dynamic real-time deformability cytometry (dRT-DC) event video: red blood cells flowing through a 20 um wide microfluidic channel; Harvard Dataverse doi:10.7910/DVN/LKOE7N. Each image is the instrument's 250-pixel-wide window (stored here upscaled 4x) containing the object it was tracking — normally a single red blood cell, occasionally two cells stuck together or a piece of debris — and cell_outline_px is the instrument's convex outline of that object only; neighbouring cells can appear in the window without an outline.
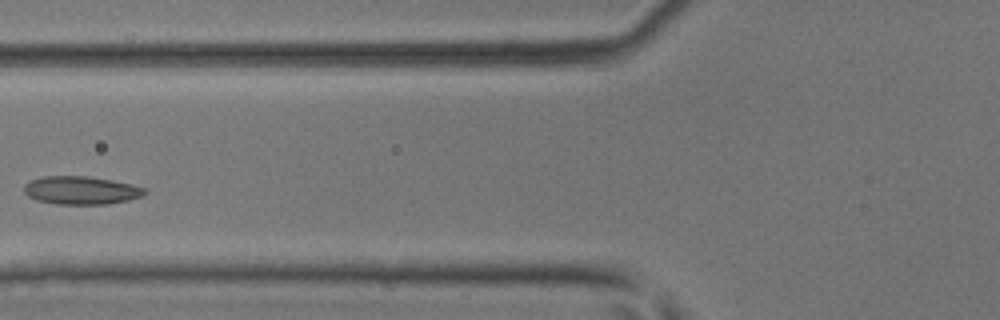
{"species": "common noctule bat (a hibernating species)", "species_latin": "Nyctalus noctula", "temperature_condition": "room temperature", "stored_images_in_passage": 4, "camera_frame_rate_fps": 3000, "um_per_image_px": 0.085, "animal": {"sex": "male", "body_mass_g": 17.9, "forearm_length_mm": 54.2}, "frame": {"image": 1, "passage_image": 3, "time_ms": 2.333, "image_size_px": [1000, 320], "cell_outline_px": [[148, 192], [144, 196], [128, 200], [108, 204], [56, 204], [36, 200], [28, 196], [24, 192], [24, 184], [28, 180], [44, 176], [88, 176], [112, 180], [132, 184], [144, 188]], "centroid_in_image_um": [6.89, 16.17], "position_along_channel_um": 118.9, "area_um2": 20.0}}
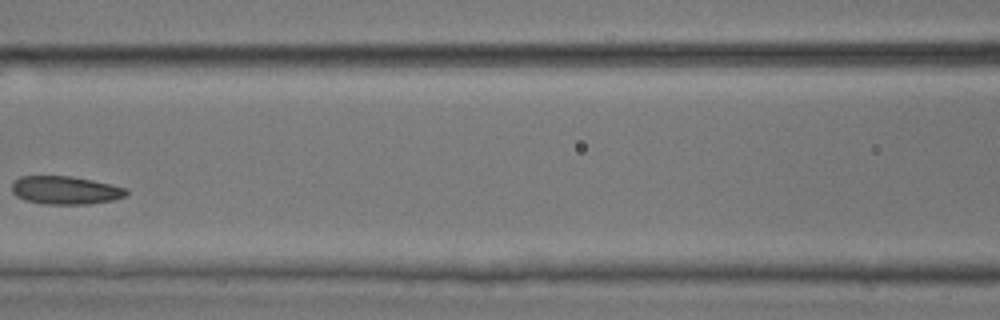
{"frame": {"image": 2, "passage_image": 4, "time_ms": 3.333, "image_size_px": [1000, 320], "cell_outline_px": [[128, 192], [124, 196], [112, 200], [88, 204], [44, 204], [24, 200], [16, 196], [12, 192], [12, 180], [20, 176], [72, 176], [112, 184], [128, 188]], "centroid_in_image_um": [5.53, 16.16], "position_along_channel_um": 161.1, "area_um2": 18.96}}